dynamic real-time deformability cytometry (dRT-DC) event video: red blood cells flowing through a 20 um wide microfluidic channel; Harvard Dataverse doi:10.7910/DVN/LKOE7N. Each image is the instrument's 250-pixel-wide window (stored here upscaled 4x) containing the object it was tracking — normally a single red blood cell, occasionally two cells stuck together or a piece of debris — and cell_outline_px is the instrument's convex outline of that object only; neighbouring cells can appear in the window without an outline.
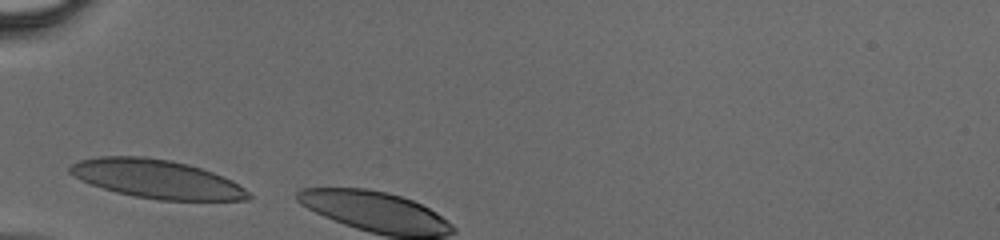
{"species": "human", "species_latin": "Homo sapiens", "temperature_condition": "cold", "stored_images_in_passage": 2, "camera_frame_rate_fps": 3000, "um_per_image_px": 0.085, "donor": {"sex": "male"}, "frame": {"image": 1, "passage_image": 1, "time_ms": 0.0, "image_size_px": [1000, 240], "cell_outline_px": [[252, 200], [156, 200], [116, 192], [80, 180], [72, 176], [68, 172], [68, 168], [72, 164], [80, 160], [100, 156], [144, 156], [168, 160], [188, 164], [212, 172], [232, 180], [244, 188], [252, 196]], "centroid_in_image_um": [13.31, 15.21], "position_along_channel_um": 71.7, "area_um2": 40.06}}